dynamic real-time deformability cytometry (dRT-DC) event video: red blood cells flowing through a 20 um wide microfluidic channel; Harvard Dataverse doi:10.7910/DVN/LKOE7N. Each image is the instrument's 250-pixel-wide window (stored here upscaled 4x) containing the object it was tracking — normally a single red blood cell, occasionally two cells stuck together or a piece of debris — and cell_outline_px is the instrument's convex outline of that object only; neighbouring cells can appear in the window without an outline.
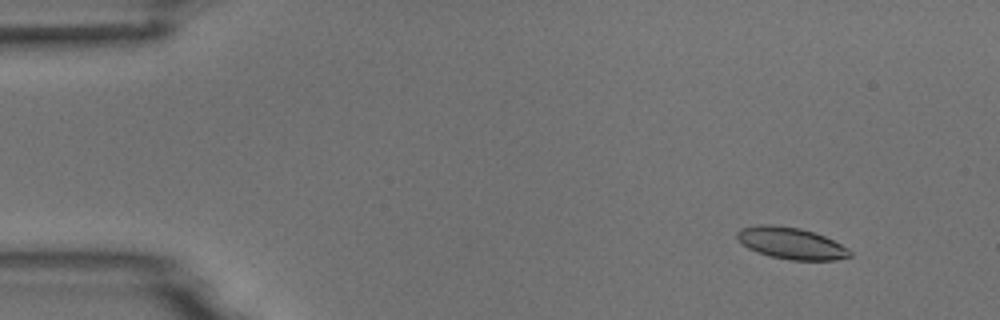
{"species": "common noctule bat (a hibernating species)", "species_latin": "Nyctalus noctula", "temperature_condition": "room temperature", "stored_images_in_passage": 5, "camera_frame_rate_fps": 3000, "um_per_image_px": 0.085, "animal": {"sex": "male", "body_mass_g": 18.8}, "frame": {"image": 1, "passage_image": 2, "time_ms": 1.333, "image_size_px": [1000, 320], "cell_outline_px": [[852, 256], [836, 260], [792, 260], [772, 256], [748, 248], [736, 236], [736, 232], [740, 228], [760, 224], [772, 224], [800, 228], [824, 236], [848, 248], [852, 252]], "centroid_in_image_um": [67.26, 20.66], "position_along_channel_um": 17.7, "area_um2": 20.58}}
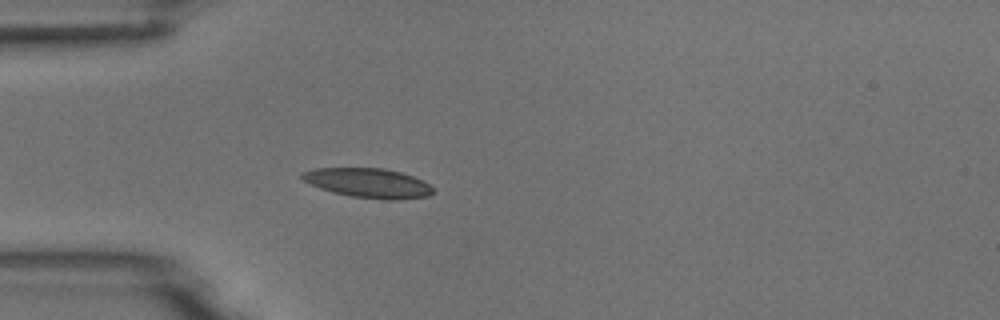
{"frame": {"image": 2, "passage_image": 5, "time_ms": 4.667, "image_size_px": [1000, 320], "cell_outline_px": [[436, 192], [428, 196], [392, 200], [388, 200], [352, 196], [332, 192], [320, 188], [304, 180], [300, 176], [300, 172], [316, 168], [384, 168], [400, 172], [424, 180]], "centroid_in_image_um": [31.31, 15.55], "position_along_channel_um": 53.7, "area_um2": 22.43}}